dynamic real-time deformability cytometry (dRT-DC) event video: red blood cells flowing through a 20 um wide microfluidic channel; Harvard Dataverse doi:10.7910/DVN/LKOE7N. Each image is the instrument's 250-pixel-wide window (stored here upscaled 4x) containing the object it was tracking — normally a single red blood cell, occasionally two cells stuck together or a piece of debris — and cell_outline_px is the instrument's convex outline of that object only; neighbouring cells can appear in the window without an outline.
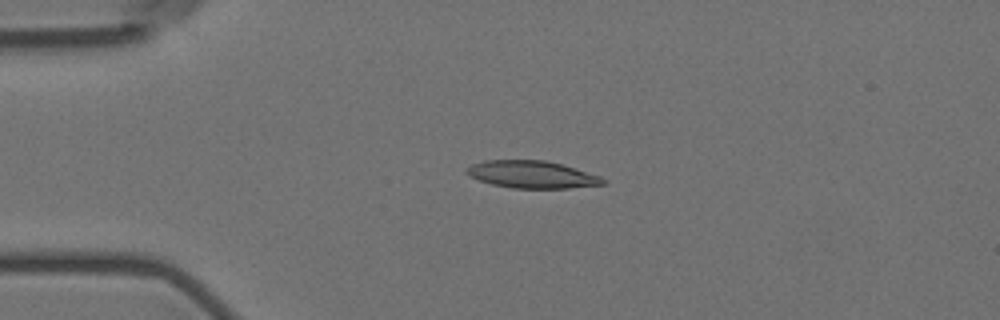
{"species": "Egyptian fruit bat (a non-hibernating species)", "species_latin": "Rousettus aegyptiacus", "temperature_condition": "room temperature", "stored_images_in_passage": 5, "camera_frame_rate_fps": 3000, "um_per_image_px": 0.085, "animal": {"sex": "female"}, "frame": {"image": 1, "passage_image": 4, "time_ms": 3.667, "image_size_px": [1000, 320], "cell_outline_px": [[608, 180], [604, 184], [568, 188], [512, 188], [492, 184], [468, 176], [464, 172], [464, 168], [472, 164], [484, 160], [544, 160], [560, 164], [600, 176]], "centroid_in_image_um": [45.16, 14.83], "position_along_channel_um": 39.8, "area_um2": 21.68}}